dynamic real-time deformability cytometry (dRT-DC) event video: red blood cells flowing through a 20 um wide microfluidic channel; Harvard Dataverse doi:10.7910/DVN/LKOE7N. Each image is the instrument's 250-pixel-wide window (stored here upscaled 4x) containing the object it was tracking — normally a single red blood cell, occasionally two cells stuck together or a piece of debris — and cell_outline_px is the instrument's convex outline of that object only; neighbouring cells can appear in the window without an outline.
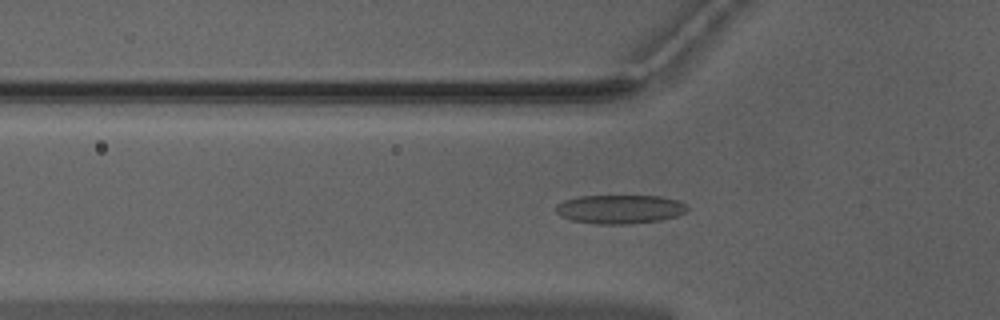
{"species": "Egyptian fruit bat (a non-hibernating species)", "species_latin": "Rousettus aegyptiacus", "temperature_condition": "warm", "stored_images_in_passage": 50, "camera_frame_rate_fps": 3000, "um_per_image_px": 0.085, "animal": {"sex": "male"}, "frame": {"image": 1, "passage_image": 16, "time_ms": 5.0, "image_size_px": [1000, 320], "cell_outline_px": [[688, 208], [684, 212], [676, 216], [660, 220], [628, 224], [596, 224], [572, 220], [560, 216], [556, 212], [556, 204], [564, 200], [580, 196], [660, 196], [680, 200]], "centroid_in_image_um": [52.67, 17.78], "position_along_channel_um": 73.1, "area_um2": 22.08}}
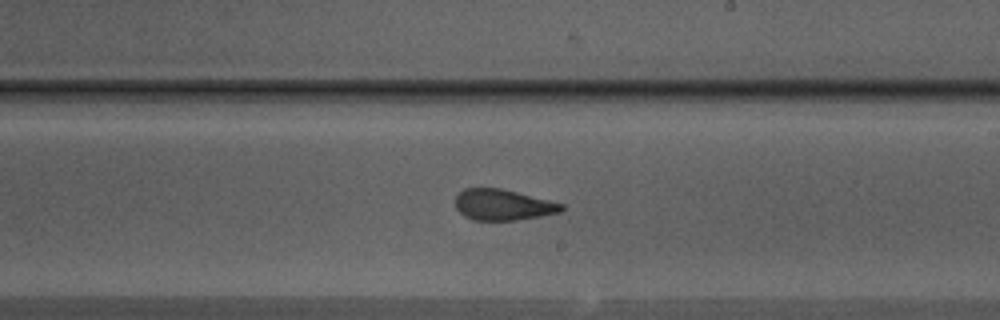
{"frame": {"image": 2, "passage_image": 29, "time_ms": 9.333, "image_size_px": [1000, 320], "cell_outline_px": [[564, 208], [560, 212], [540, 216], [516, 220], [472, 220], [464, 216], [456, 208], [456, 196], [464, 188], [500, 188], [564, 204]], "centroid_in_image_um": [42.73, 17.41], "position_along_channel_um": 246.3, "area_um2": 18.96}}
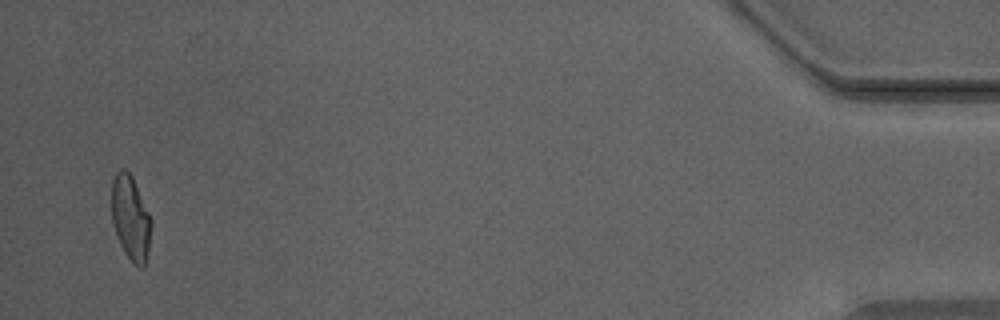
{"frame": {"image": 3, "passage_image": 49, "time_ms": 16.0, "image_size_px": [1000, 320], "cell_outline_px": [[152, 224], [148, 252], [144, 268], [140, 268], [132, 264], [124, 252], [120, 244], [112, 220], [112, 180], [116, 172], [120, 168], [124, 168], [132, 176], [152, 220]], "centroid_in_image_um": [11.11, 18.55], "position_along_channel_um": 424.1, "area_um2": 19.59}, "authors_computed_cell_mechanics": {"area_um2": 20.0566, "velocity_mm_per_s": 3.9782, "shape_relaxation_time_tau1_ms": null, "shape_relaxation_time_tau2_ms": 1.5782, "deformation_change_tau1": null, "deformation_change_tau2": 0.0858}}